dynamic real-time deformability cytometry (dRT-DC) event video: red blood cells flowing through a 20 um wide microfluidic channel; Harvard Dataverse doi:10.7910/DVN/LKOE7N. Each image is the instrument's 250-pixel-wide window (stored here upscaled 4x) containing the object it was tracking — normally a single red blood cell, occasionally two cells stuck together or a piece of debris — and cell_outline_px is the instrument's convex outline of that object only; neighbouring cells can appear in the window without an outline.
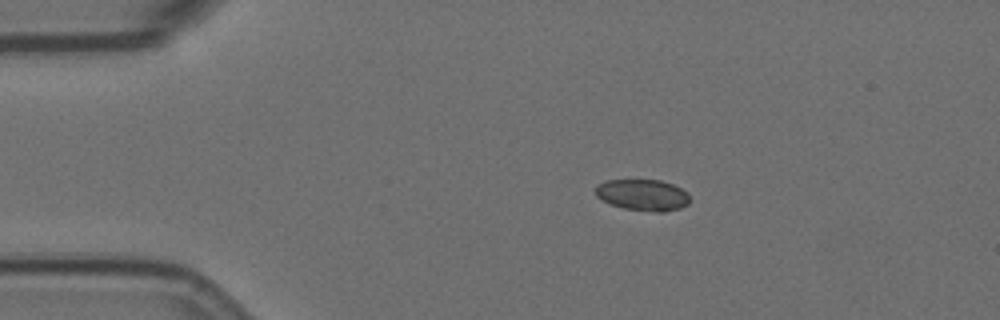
{"species": "Egyptian fruit bat (a non-hibernating species)", "species_latin": "Rousettus aegyptiacus", "temperature_condition": "room temperature", "stored_images_in_passage": 48, "camera_frame_rate_fps": 3000, "um_per_image_px": 0.085, "animal": {"sex": "female"}, "frame": {"image": 1, "passage_image": 1, "time_ms": 0.0, "image_size_px": [1000, 320], "cell_outline_px": [[688, 204], [680, 208], [664, 212], [656, 212], [624, 208], [608, 204], [596, 196], [596, 184], [604, 180], [660, 180], [672, 184], [688, 192]], "centroid_in_image_um": [54.6, 16.57], "position_along_channel_um": 30.4, "area_um2": 17.28}}
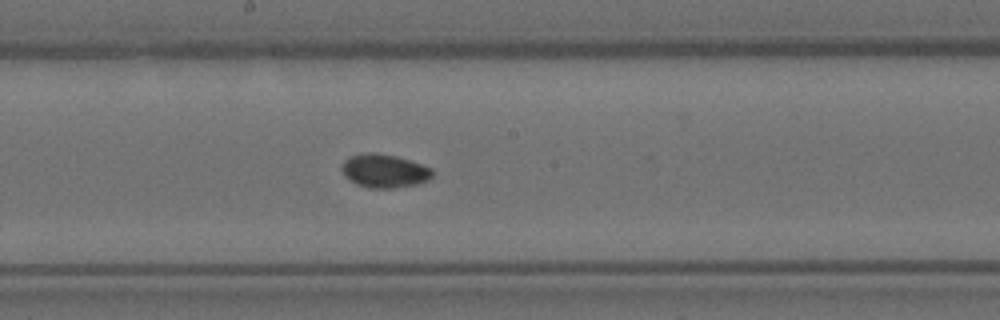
{"frame": {"image": 2, "passage_image": 21, "time_ms": 6.667, "image_size_px": [1000, 320], "cell_outline_px": [[432, 176], [428, 180], [416, 184], [392, 188], [368, 188], [356, 184], [348, 180], [344, 176], [340, 168], [344, 160], [352, 156], [372, 152], [396, 156], [432, 168]], "centroid_in_image_um": [32.63, 14.54], "position_along_channel_um": 215.6, "area_um2": 17.57}}
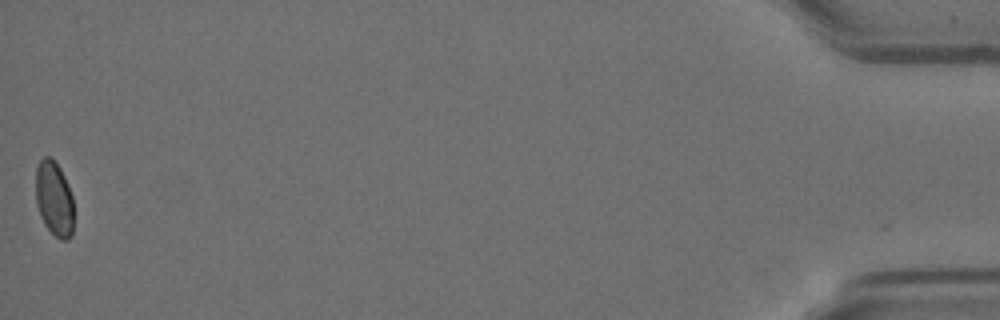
{"frame": {"image": 3, "passage_image": 48, "time_ms": 15.667, "image_size_px": [1000, 320], "cell_outline_px": [[72, 236], [68, 240], [60, 240], [44, 224], [40, 216], [36, 204], [36, 168], [40, 160], [44, 156], [48, 156], [60, 168], [64, 176], [72, 196]], "centroid_in_image_um": [4.58, 16.9], "position_along_channel_um": 430.6, "area_um2": 16.42}, "authors_computed_cell_mechanics": {"area_um2": 17.2533, "velocity_mm_per_s": 3.5042, "shape_relaxation_time_tau1_ms": 2.1038, "shape_relaxation_time_tau2_ms": 5.6639, "deformation_change_tau1": 0.0595, "deformation_change_tau2": 0.054}}